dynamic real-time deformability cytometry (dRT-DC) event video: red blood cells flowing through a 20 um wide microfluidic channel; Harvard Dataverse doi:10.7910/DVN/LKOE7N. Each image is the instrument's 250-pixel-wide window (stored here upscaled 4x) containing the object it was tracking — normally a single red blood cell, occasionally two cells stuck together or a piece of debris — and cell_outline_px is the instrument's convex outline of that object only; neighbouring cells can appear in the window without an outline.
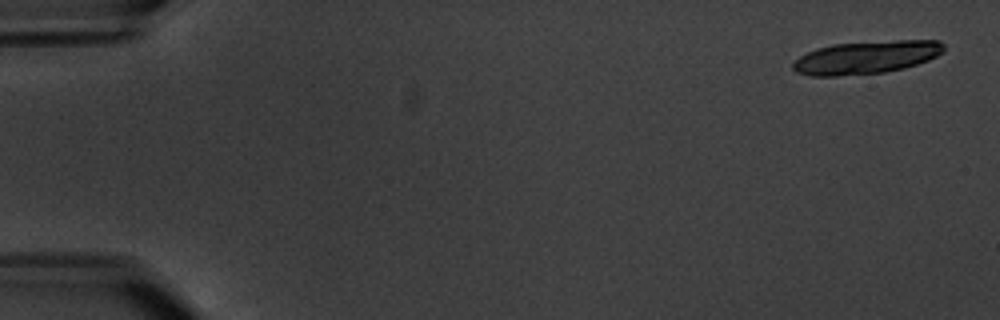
{"species": "common noctule bat (a hibernating species)", "species_latin": "Nyctalus noctula", "temperature_condition": "warm", "stored_images_in_passage": 7, "camera_frame_rate_fps": 3000, "um_per_image_px": 0.085, "animal": {"sex": "male", "body_mass_g": 20.1, "forearm_length_mm": 53.5}, "frame": {"image": 1, "passage_image": 1, "time_ms": 0.0, "image_size_px": [1000, 320], "cell_outline_px": [[944, 52], [928, 60], [904, 68], [884, 72], [836, 76], [812, 76], [796, 72], [792, 68], [792, 64], [800, 56], [816, 48], [832, 44], [896, 40], [940, 40], [944, 44]], "centroid_in_image_um": [73.64, 4.87], "position_along_channel_um": 11.4, "area_um2": 28.96}}
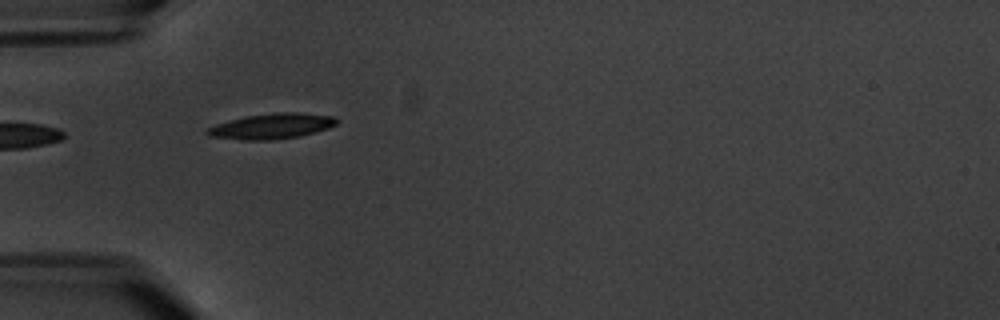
{"frame": {"image": 2, "passage_image": 6, "time_ms": 6.0, "image_size_px": [1000, 320], "cell_outline_px": [[336, 124], [328, 128], [300, 136], [272, 140], [240, 140], [208, 136], [204, 132], [208, 128], [216, 124], [244, 116], [276, 112], [296, 112], [336, 116]], "centroid_in_image_um": [23.07, 10.72], "position_along_channel_um": 61.9, "area_um2": 19.25}}